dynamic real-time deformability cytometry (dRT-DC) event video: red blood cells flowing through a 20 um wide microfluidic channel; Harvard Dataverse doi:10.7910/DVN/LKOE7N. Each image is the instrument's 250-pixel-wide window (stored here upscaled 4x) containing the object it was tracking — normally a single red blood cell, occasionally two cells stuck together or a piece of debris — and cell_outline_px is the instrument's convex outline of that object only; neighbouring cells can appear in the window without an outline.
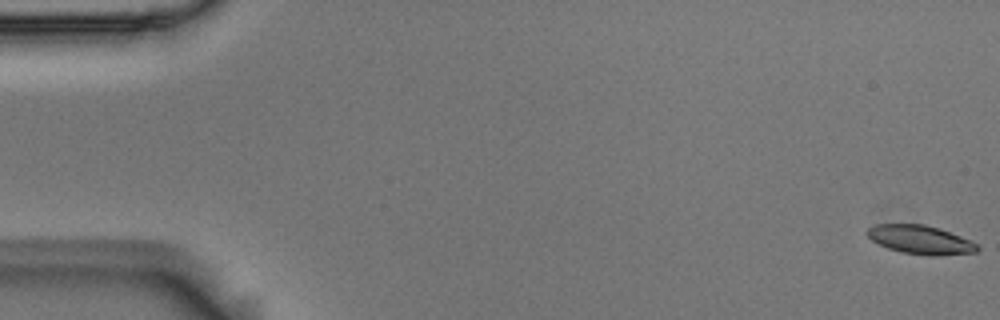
{"species": "Egyptian fruit bat (a non-hibernating species)", "species_latin": "Rousettus aegyptiacus", "temperature_condition": "room temperature", "stored_images_in_passage": 12, "camera_frame_rate_fps": 3000, "um_per_image_px": 0.085, "animal": {"sex": "male"}, "frame": {"image": 1, "passage_image": 1, "time_ms": 0.0, "image_size_px": [1000, 320], "cell_outline_px": [[980, 248], [976, 252], [936, 256], [928, 256], [900, 252], [888, 248], [872, 240], [864, 232], [868, 228], [876, 224], [924, 224], [940, 228], [960, 236], [976, 244]], "centroid_in_image_um": [78.21, 20.38], "position_along_channel_um": 6.8, "area_um2": 18.44}}